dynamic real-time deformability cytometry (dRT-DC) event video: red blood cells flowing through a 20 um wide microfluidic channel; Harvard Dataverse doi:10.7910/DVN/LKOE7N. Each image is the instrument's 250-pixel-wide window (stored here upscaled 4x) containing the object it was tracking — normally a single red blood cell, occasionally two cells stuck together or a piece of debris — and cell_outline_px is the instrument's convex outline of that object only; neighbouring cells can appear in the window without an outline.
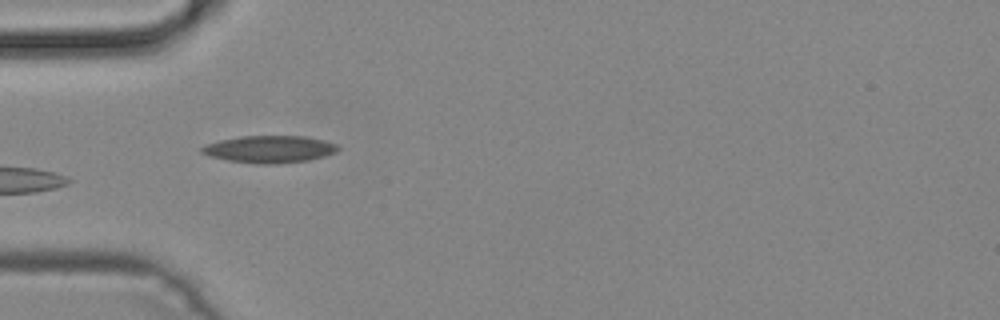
{"species": "common noctule bat (a hibernating species)", "species_latin": "Nyctalus noctula", "temperature_condition": "cold", "stored_images_in_passage": 34, "camera_frame_rate_fps": 3000, "um_per_image_px": 0.085, "animal": {"sex": "male", "body_mass_g": 19.2, "forearm_length_mm": 51.8}, "frame": {"image": 1, "passage_image": 1, "time_ms": 0.0, "image_size_px": [1000, 320], "cell_outline_px": [[340, 148], [336, 152], [324, 156], [308, 160], [276, 164], [256, 164], [228, 160], [208, 156], [200, 152], [200, 148], [204, 144], [220, 140], [240, 136], [304, 136], [324, 140], [336, 144]], "centroid_in_image_um": [22.87, 12.68], "position_along_channel_um": 62.1, "area_um2": 21.68}}
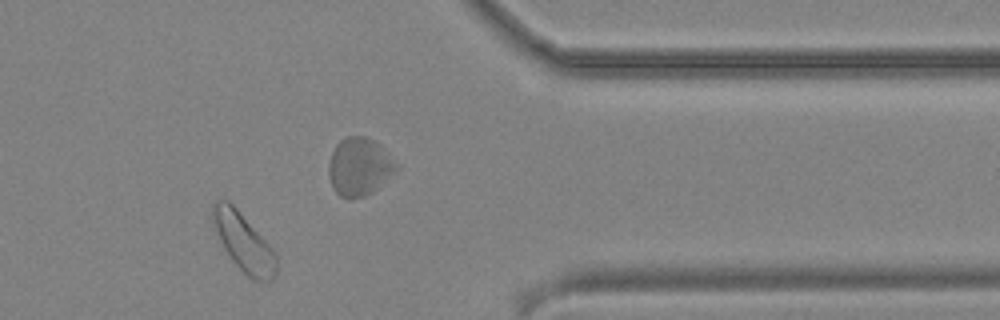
{"frame": {"image": 2, "passage_image": 25, "time_ms": 8.0, "image_size_px": [1000, 320], "cell_outline_px": [[276, 276], [272, 280], [256, 280], [248, 276], [232, 260], [212, 220], [212, 204], [216, 200], [228, 200], [236, 208], [276, 252]], "centroid_in_image_um": [20.74, 20.59], "position_along_channel_um": 390.7, "area_um2": 20.69}}
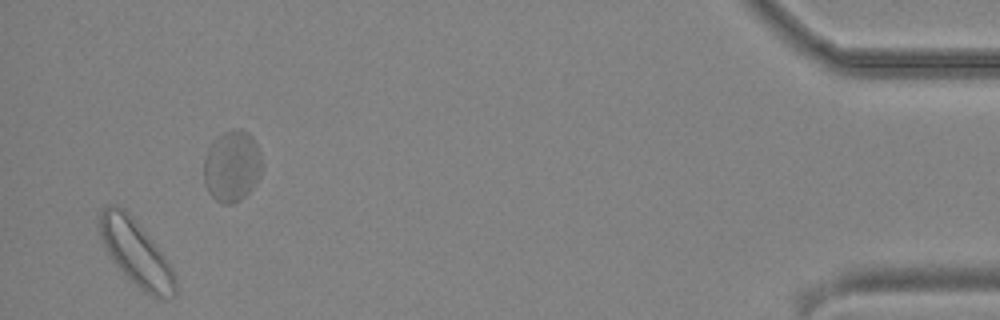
{"frame": {"image": 3, "passage_image": 32, "time_ms": 10.333, "image_size_px": [1000, 320], "cell_outline_px": [[176, 292], [172, 296], [152, 296], [144, 292], [116, 264], [108, 252], [100, 236], [96, 220], [100, 212], [108, 204], [116, 204], [124, 208], [128, 212], [164, 256], [172, 268], [176, 280]], "centroid_in_image_um": [11.51, 21.43], "position_along_channel_um": 423.7, "area_um2": 28.15}}